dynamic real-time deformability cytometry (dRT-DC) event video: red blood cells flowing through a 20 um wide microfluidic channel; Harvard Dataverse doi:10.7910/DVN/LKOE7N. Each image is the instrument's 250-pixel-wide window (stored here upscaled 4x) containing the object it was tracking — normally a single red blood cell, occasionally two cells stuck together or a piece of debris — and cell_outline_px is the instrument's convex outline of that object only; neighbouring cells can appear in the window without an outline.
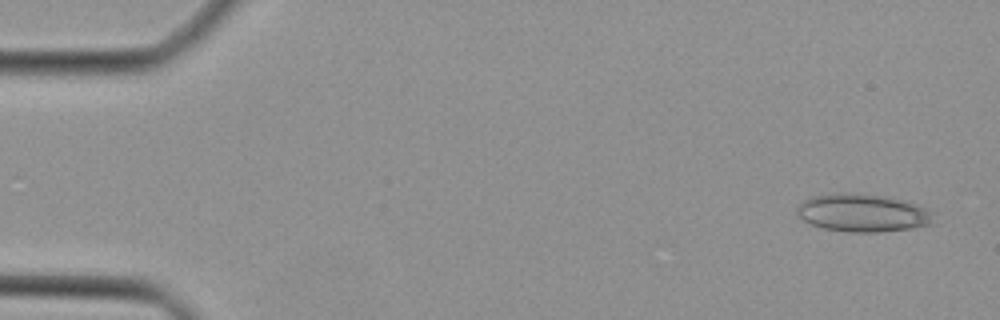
{"species": "Egyptian fruit bat (a non-hibernating species)", "species_latin": "Rousettus aegyptiacus", "temperature_condition": "cold", "stored_images_in_passage": 43, "camera_frame_rate_fps": 3000, "um_per_image_px": 0.085, "animal": {"sex": "female"}, "frame": {"image": 1, "passage_image": 1, "time_ms": 0.0, "image_size_px": [1000, 320], "cell_outline_px": [[940, 224], [912, 228], [880, 232], [844, 232], [824, 228], [812, 224], [804, 220], [796, 212], [796, 208], [804, 200], [812, 196], [884, 196], [908, 200], [932, 212]], "centroid_in_image_um": [73.47, 18.16], "position_along_channel_um": 11.5, "area_um2": 29.54}}
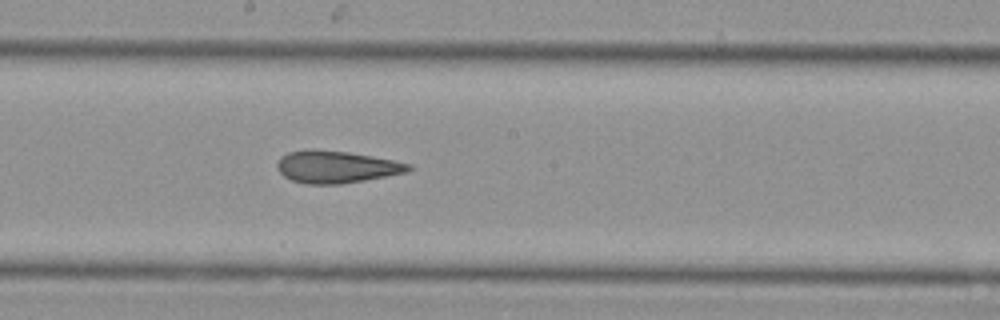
{"frame": {"image": 2, "passage_image": 23, "time_ms": 7.333, "image_size_px": [1000, 320], "cell_outline_px": [[412, 168], [404, 172], [364, 180], [340, 184], [308, 184], [292, 180], [284, 176], [280, 172], [276, 164], [280, 156], [288, 152], [348, 152], [372, 156], [412, 164]], "centroid_in_image_um": [28.59, 14.22], "position_along_channel_um": 219.6, "area_um2": 23.64}}
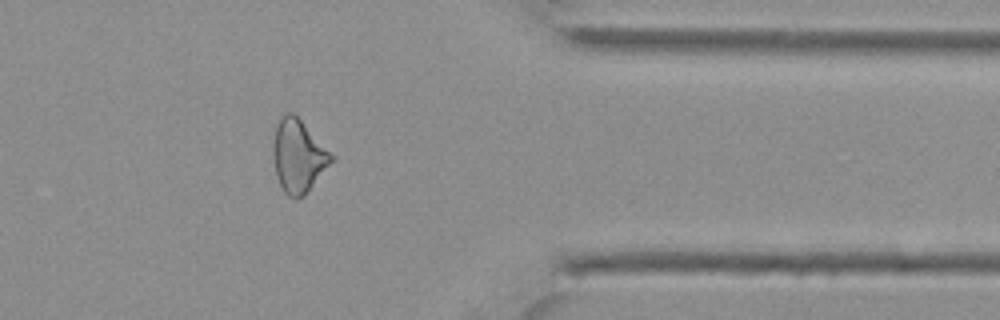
{"frame": {"image": 3, "passage_image": 35, "time_ms": 11.333, "image_size_px": [1000, 320], "cell_outline_px": [[336, 156], [304, 196], [296, 200], [288, 196], [284, 192], [276, 176], [272, 152], [272, 144], [276, 124], [280, 116], [288, 112], [292, 112]], "centroid_in_image_um": [25.33, 13.27], "position_along_channel_um": 386.1, "area_um2": 24.8}}